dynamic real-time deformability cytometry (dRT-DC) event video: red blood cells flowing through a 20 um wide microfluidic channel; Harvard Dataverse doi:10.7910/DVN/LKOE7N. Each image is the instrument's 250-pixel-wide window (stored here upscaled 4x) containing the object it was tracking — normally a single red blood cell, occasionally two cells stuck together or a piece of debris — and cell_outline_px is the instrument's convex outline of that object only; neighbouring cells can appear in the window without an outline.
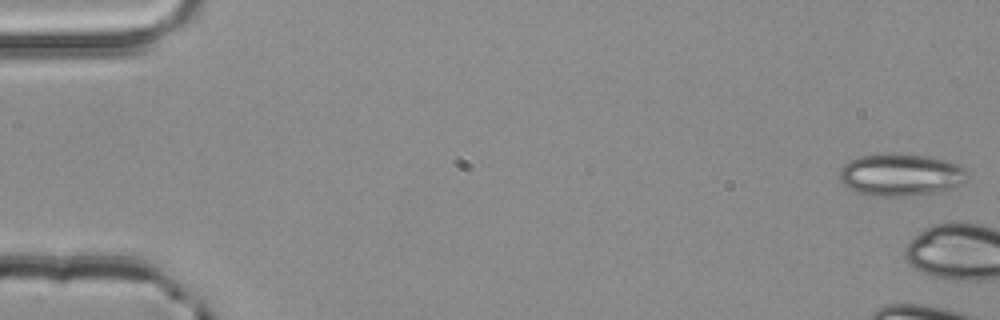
{"species": "common noctule bat (a hibernating species)", "species_latin": "Nyctalus noctula", "temperature_condition": "room temperature", "stored_images_in_passage": 2, "segment_of_instrument_passage": [2, 2], "camera_frame_rate_fps": 3000, "um_per_image_px": 0.085, "animal": {"sex": "male", "body_mass_g": 20.4}, "frame": {"image": 1, "passage_image": 2, "time_ms": 0.333, "image_size_px": [1000, 320], "cell_outline_px": [[968, 176], [960, 184], [952, 188], [936, 192], [904, 196], [872, 196], [856, 192], [844, 184], [840, 180], [840, 168], [848, 160], [860, 156], [884, 152], [896, 152], [928, 156], [960, 164], [968, 172]], "centroid_in_image_um": [76.54, 14.83], "position_along_channel_um": 8.5, "area_um2": 31.91}}